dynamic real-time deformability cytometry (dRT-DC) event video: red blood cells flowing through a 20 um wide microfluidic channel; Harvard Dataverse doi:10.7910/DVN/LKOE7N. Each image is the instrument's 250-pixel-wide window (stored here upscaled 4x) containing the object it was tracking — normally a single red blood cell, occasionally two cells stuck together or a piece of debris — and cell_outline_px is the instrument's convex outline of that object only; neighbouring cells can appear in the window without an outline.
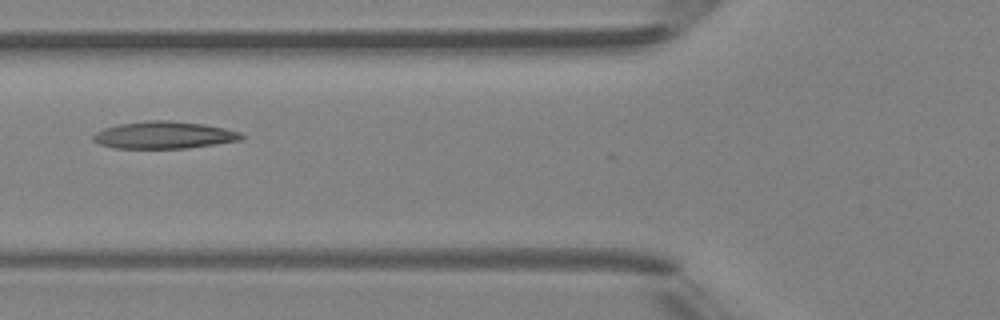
{"species": "Egyptian fruit bat (a non-hibernating species)", "species_latin": "Rousettus aegyptiacus", "temperature_condition": "room temperature", "stored_images_in_passage": 6, "camera_frame_rate_fps": 3000, "um_per_image_px": 0.085, "animal": {"sex": "female"}, "frame": {"image": 1, "passage_image": 6, "time_ms": 5.667, "image_size_px": [1000, 320], "cell_outline_px": [[244, 136], [240, 140], [188, 148], [112, 148], [100, 144], [92, 140], [92, 136], [96, 132], [104, 128], [116, 124], [144, 120], [172, 120], [204, 124], [224, 128], [240, 132]], "centroid_in_image_um": [13.89, 11.47], "position_along_channel_um": 111.9, "area_um2": 23.64}}